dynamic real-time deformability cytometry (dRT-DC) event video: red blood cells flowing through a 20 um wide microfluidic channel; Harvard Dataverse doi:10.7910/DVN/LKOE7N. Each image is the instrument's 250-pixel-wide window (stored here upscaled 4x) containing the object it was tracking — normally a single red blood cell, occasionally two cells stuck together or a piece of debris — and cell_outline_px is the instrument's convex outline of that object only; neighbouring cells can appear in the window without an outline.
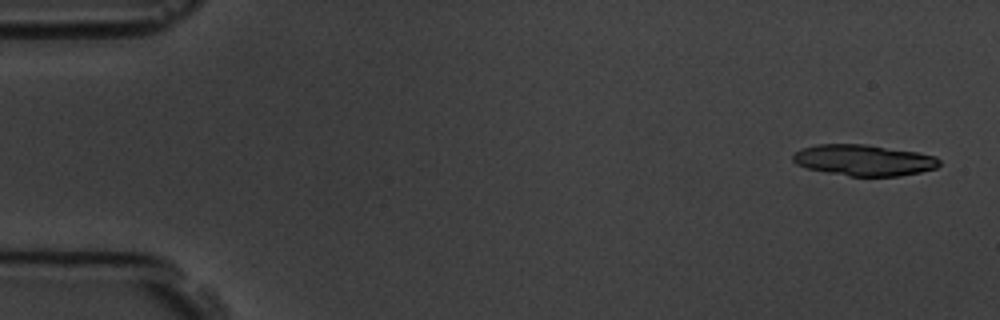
{"species": "common noctule bat (a hibernating species)", "species_latin": "Nyctalus noctula", "temperature_condition": "room temperature", "stored_images_in_passage": 5, "camera_frame_rate_fps": 3000, "um_per_image_px": 0.085, "animal": {"sex": "male", "body_mass_g": 19.5, "forearm_length_mm": 54.6}, "frame": {"image": 1, "passage_image": 1, "time_ms": 0.0, "image_size_px": [1000, 320], "cell_outline_px": [[940, 164], [936, 168], [920, 172], [900, 176], [848, 176], [808, 168], [796, 164], [792, 160], [792, 156], [796, 152], [804, 148], [816, 144], [864, 144], [916, 152], [936, 156], [940, 160]], "centroid_in_image_um": [73.44, 13.62], "position_along_channel_um": 11.6, "area_um2": 26.36}}